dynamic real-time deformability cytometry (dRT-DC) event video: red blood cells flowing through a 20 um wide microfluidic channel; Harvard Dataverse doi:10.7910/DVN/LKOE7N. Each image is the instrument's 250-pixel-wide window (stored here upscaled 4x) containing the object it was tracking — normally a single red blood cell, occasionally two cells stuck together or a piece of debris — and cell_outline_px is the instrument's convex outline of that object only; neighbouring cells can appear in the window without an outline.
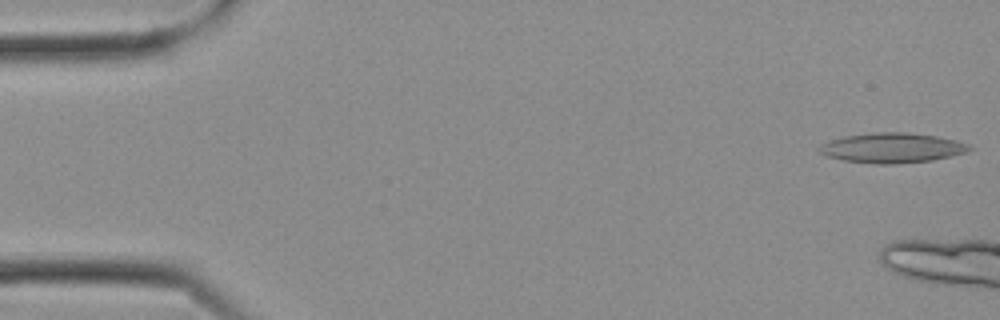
{"species": "Egyptian fruit bat (a non-hibernating species)", "species_latin": "Rousettus aegyptiacus", "temperature_condition": "cold", "stored_images_in_passage": 4, "camera_frame_rate_fps": 3000, "um_per_image_px": 0.085, "frame": {"image": 1, "passage_image": 1, "time_ms": 0.0, "image_size_px": [1000, 320], "cell_outline_px": [[972, 148], [968, 152], [952, 156], [932, 160], [896, 164], [876, 164], [844, 160], [828, 156], [820, 152], [816, 148], [820, 144], [828, 140], [844, 136], [872, 132], [904, 132], [936, 136], [956, 140], [968, 144]], "centroid_in_image_um": [75.81, 12.56], "position_along_channel_um": 9.2, "area_um2": 26.3}}